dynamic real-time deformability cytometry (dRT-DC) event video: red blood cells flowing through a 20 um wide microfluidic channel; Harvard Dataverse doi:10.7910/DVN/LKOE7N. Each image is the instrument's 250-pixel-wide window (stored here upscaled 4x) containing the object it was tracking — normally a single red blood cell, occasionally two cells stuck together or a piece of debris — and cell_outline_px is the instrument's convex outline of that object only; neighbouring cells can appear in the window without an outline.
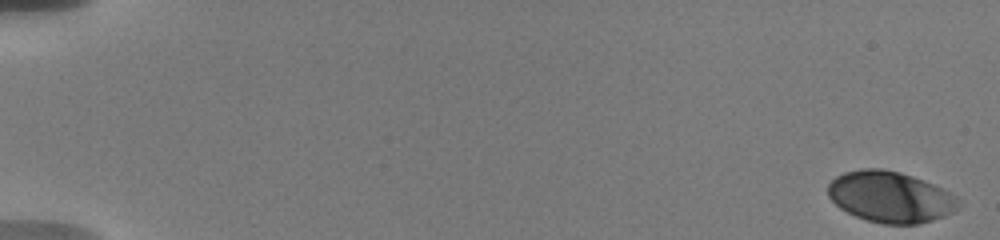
{"species": "human", "species_latin": "Homo sapiens", "temperature_condition": "warm", "stored_images_in_passage": 23, "camera_frame_rate_fps": 3000, "um_per_image_px": 0.085, "donor": {"sex": "male"}, "frame": {"image": 1, "passage_image": 1, "time_ms": 0.0, "image_size_px": [1000, 240], "cell_outline_px": [[960, 200], [956, 208], [952, 212], [944, 216], [920, 224], [884, 224], [868, 220], [856, 216], [840, 208], [828, 196], [828, 184], [836, 176], [844, 172], [860, 168], [884, 168], [900, 172], [924, 180], [956, 196]], "centroid_in_image_um": [75.65, 16.73], "position_along_channel_um": 9.3, "area_um2": 38.73}}
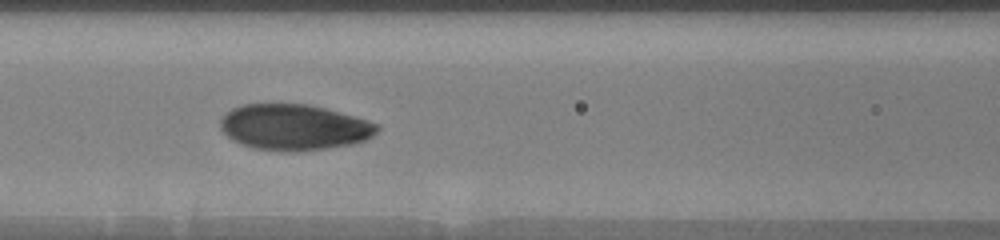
{"frame": {"image": 2, "passage_image": 20, "time_ms": 8.667, "image_size_px": [1000, 240], "cell_outline_px": [[380, 128], [372, 136], [364, 140], [352, 144], [328, 148], [300, 152], [280, 152], [252, 148], [232, 140], [220, 128], [220, 116], [232, 108], [240, 104], [308, 104], [356, 116], [380, 124]], "centroid_in_image_um": [24.98, 10.82], "position_along_channel_um": 141.6, "area_um2": 42.43}}
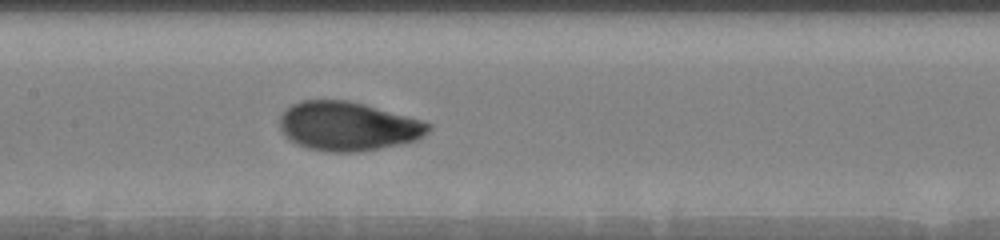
{"frame": {"image": 3, "passage_image": 23, "time_ms": 9.667, "image_size_px": [1000, 240], "cell_outline_px": [[432, 128], [424, 136], [416, 140], [400, 144], [360, 152], [324, 152], [308, 148], [284, 136], [280, 128], [280, 112], [284, 108], [300, 100], [348, 100], [364, 104], [424, 120], [432, 124]], "centroid_in_image_um": [29.58, 10.72], "position_along_channel_um": 177.8, "area_um2": 42.83}}